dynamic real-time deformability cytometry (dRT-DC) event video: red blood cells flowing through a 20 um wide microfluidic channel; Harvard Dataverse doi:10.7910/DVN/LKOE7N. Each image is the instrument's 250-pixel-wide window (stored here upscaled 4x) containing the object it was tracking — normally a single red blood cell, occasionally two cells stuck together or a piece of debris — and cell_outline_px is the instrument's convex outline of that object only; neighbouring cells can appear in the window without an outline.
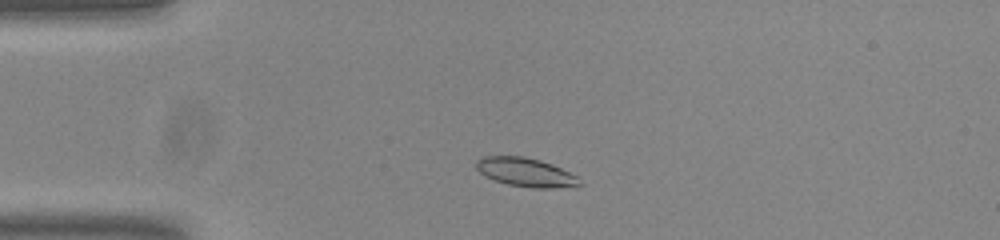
{"species": "common noctule bat (a hibernating species)", "species_latin": "Nyctalus noctula", "temperature_condition": "room temperature", "stored_images_in_passage": 47, "camera_frame_rate_fps": 3000, "um_per_image_px": 0.085, "animal": {"sex": "male", "body_mass_g": 20.0, "forearm_length_mm": 53.3}, "frame": {"image": 1, "passage_image": 6, "time_ms": 1.667, "image_size_px": [1000, 240], "cell_outline_px": [[584, 184], [576, 188], [532, 188], [508, 184], [484, 176], [476, 168], [476, 160], [484, 156], [524, 156], [540, 160], [552, 164], [576, 176]], "centroid_in_image_um": [44.74, 14.66], "position_along_channel_um": 40.3, "area_um2": 17.51}}
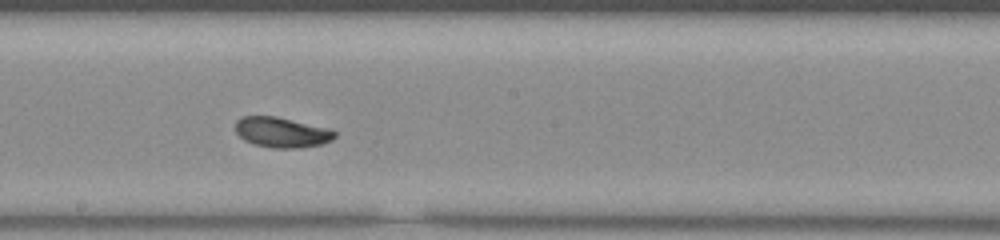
{"frame": {"image": 2, "passage_image": 23, "time_ms": 7.333, "image_size_px": [1000, 240], "cell_outline_px": [[336, 136], [332, 140], [320, 144], [300, 148], [272, 148], [256, 144], [244, 140], [236, 132], [236, 120], [240, 116], [276, 116], [332, 128], [336, 132]], "centroid_in_image_um": [23.98, 11.23], "position_along_channel_um": 224.2, "area_um2": 17.69}}
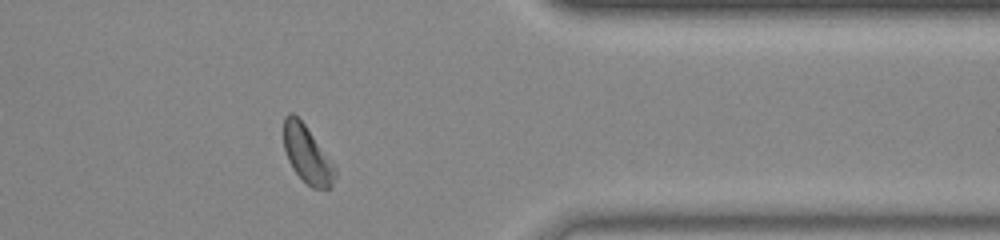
{"frame": {"image": 3, "passage_image": 37, "time_ms": 12.0, "image_size_px": [1000, 240], "cell_outline_px": [[336, 176], [332, 184], [328, 188], [312, 188], [292, 168], [288, 160], [284, 148], [284, 116], [288, 112], [292, 112], [304, 124], [336, 168]], "centroid_in_image_um": [26.09, 13.12], "position_along_channel_um": 385.3, "area_um2": 16.7}, "authors_computed_cell_mechanics": {"area_um2": 17.6868, "velocity_mm_per_s": 3.7711, "shape_relaxation_time_tau1_ms": 3.1951, "shape_relaxation_time_tau2_ms": 5.37, "deformation_change_tau1": 0.1094, "deformation_change_tau2": 0.0913}}